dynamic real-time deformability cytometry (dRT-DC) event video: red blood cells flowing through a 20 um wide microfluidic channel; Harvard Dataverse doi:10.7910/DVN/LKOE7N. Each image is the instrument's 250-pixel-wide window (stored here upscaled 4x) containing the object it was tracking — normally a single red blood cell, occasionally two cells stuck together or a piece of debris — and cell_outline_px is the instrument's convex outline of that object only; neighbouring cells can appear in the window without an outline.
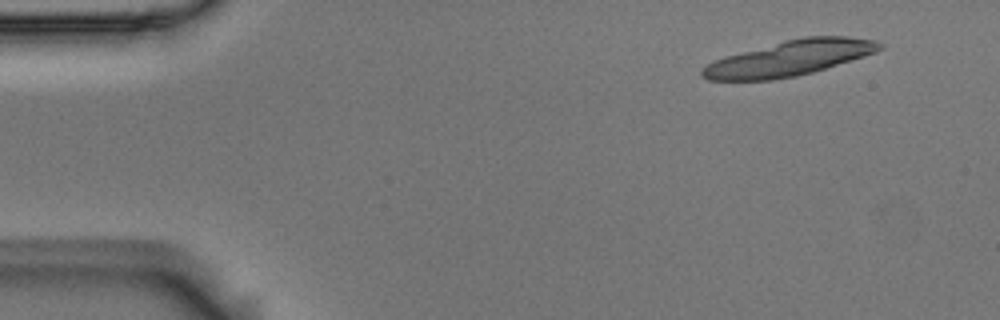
{"species": "Egyptian fruit bat (a non-hibernating species)", "species_latin": "Rousettus aegyptiacus", "temperature_condition": "room temperature", "stored_images_in_passage": 19, "camera_frame_rate_fps": 3000, "um_per_image_px": 0.085, "animal": {"sex": "male"}, "frame": {"image": 1, "passage_image": 5, "time_ms": 1.333, "image_size_px": [1000, 320], "cell_outline_px": [[884, 48], [876, 52], [864, 56], [812, 72], [796, 76], [772, 80], [708, 80], [700, 76], [700, 68], [712, 60], [724, 56], [804, 36], [848, 36], [876, 40], [884, 44]], "centroid_in_image_um": [67.09, 4.95], "position_along_channel_um": 17.9, "area_um2": 36.47}}